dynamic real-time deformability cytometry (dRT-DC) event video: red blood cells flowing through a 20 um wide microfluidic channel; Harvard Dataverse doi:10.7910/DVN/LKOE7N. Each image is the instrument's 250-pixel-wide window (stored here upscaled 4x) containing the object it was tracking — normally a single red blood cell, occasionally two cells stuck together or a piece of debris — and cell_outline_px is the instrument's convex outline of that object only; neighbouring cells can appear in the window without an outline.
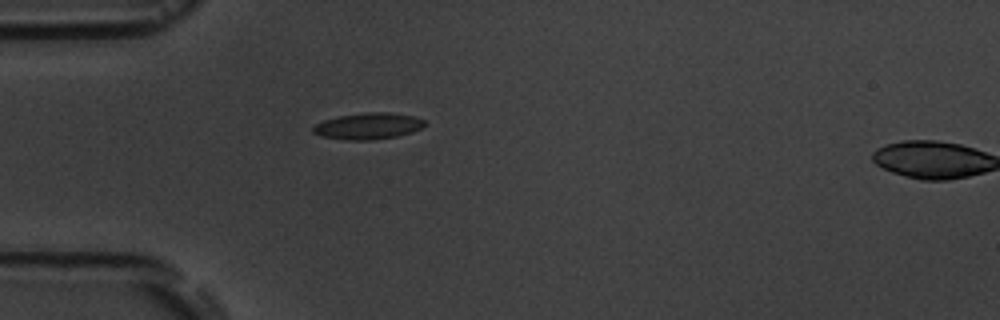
{"species": "common noctule bat (a hibernating species)", "species_latin": "Nyctalus noctula", "temperature_condition": "room temperature", "stored_images_in_passage": 3, "camera_frame_rate_fps": 3000, "um_per_image_px": 0.085, "animal": {"sex": "male", "body_mass_g": 19.5, "forearm_length_mm": 54.6}, "frame": {"image": 1, "passage_image": 3, "time_ms": 2.333, "image_size_px": [1000, 320], "cell_outline_px": [[428, 124], [424, 128], [412, 132], [396, 136], [372, 140], [344, 140], [320, 136], [312, 132], [312, 128], [316, 124], [324, 120], [340, 116], [368, 112], [388, 112], [412, 116], [424, 120]], "centroid_in_image_um": [31.31, 10.72], "position_along_channel_um": 53.7, "area_um2": 17.22}}